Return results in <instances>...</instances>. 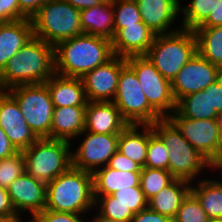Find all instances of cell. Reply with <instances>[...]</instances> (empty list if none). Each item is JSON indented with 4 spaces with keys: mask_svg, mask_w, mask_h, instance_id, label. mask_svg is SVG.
<instances>
[{
    "mask_svg": "<svg viewBox=\"0 0 222 222\" xmlns=\"http://www.w3.org/2000/svg\"><path fill=\"white\" fill-rule=\"evenodd\" d=\"M196 53L197 39L194 31L181 28L173 33L156 35L145 56L164 78L172 82Z\"/></svg>",
    "mask_w": 222,
    "mask_h": 222,
    "instance_id": "5b68a950",
    "label": "cell"
},
{
    "mask_svg": "<svg viewBox=\"0 0 222 222\" xmlns=\"http://www.w3.org/2000/svg\"><path fill=\"white\" fill-rule=\"evenodd\" d=\"M143 128V133L139 132ZM150 138V125L129 124L118 138L117 151L144 167Z\"/></svg>",
    "mask_w": 222,
    "mask_h": 222,
    "instance_id": "d4e9b609",
    "label": "cell"
},
{
    "mask_svg": "<svg viewBox=\"0 0 222 222\" xmlns=\"http://www.w3.org/2000/svg\"><path fill=\"white\" fill-rule=\"evenodd\" d=\"M126 58L114 55L105 64L87 72L81 79L88 101L112 102L115 98L118 78Z\"/></svg>",
    "mask_w": 222,
    "mask_h": 222,
    "instance_id": "4fadbf2b",
    "label": "cell"
},
{
    "mask_svg": "<svg viewBox=\"0 0 222 222\" xmlns=\"http://www.w3.org/2000/svg\"><path fill=\"white\" fill-rule=\"evenodd\" d=\"M128 124L151 125L163 118L148 102L134 70L126 63L118 78L112 101Z\"/></svg>",
    "mask_w": 222,
    "mask_h": 222,
    "instance_id": "ba28073f",
    "label": "cell"
},
{
    "mask_svg": "<svg viewBox=\"0 0 222 222\" xmlns=\"http://www.w3.org/2000/svg\"><path fill=\"white\" fill-rule=\"evenodd\" d=\"M215 121H216V125L218 128V133H219V136H220V139L222 142V111L218 112V114L215 118Z\"/></svg>",
    "mask_w": 222,
    "mask_h": 222,
    "instance_id": "681fc988",
    "label": "cell"
},
{
    "mask_svg": "<svg viewBox=\"0 0 222 222\" xmlns=\"http://www.w3.org/2000/svg\"><path fill=\"white\" fill-rule=\"evenodd\" d=\"M141 15L142 22L149 27L155 35L169 34L178 31L172 30L180 14L179 0H135ZM171 28V30H168Z\"/></svg>",
    "mask_w": 222,
    "mask_h": 222,
    "instance_id": "e0dca14e",
    "label": "cell"
},
{
    "mask_svg": "<svg viewBox=\"0 0 222 222\" xmlns=\"http://www.w3.org/2000/svg\"><path fill=\"white\" fill-rule=\"evenodd\" d=\"M219 69L197 52L171 82L176 102L188 94L204 90L217 81Z\"/></svg>",
    "mask_w": 222,
    "mask_h": 222,
    "instance_id": "5bb4252c",
    "label": "cell"
},
{
    "mask_svg": "<svg viewBox=\"0 0 222 222\" xmlns=\"http://www.w3.org/2000/svg\"><path fill=\"white\" fill-rule=\"evenodd\" d=\"M209 222H222V218L212 219V220H210Z\"/></svg>",
    "mask_w": 222,
    "mask_h": 222,
    "instance_id": "db71d44e",
    "label": "cell"
},
{
    "mask_svg": "<svg viewBox=\"0 0 222 222\" xmlns=\"http://www.w3.org/2000/svg\"><path fill=\"white\" fill-rule=\"evenodd\" d=\"M126 63L134 70L149 104L163 117L176 109L171 81L164 78L145 55L126 57Z\"/></svg>",
    "mask_w": 222,
    "mask_h": 222,
    "instance_id": "30bf717a",
    "label": "cell"
},
{
    "mask_svg": "<svg viewBox=\"0 0 222 222\" xmlns=\"http://www.w3.org/2000/svg\"><path fill=\"white\" fill-rule=\"evenodd\" d=\"M151 126L168 150V170L175 179L192 183L205 167L209 168L210 162L206 157L182 136L167 117L157 120Z\"/></svg>",
    "mask_w": 222,
    "mask_h": 222,
    "instance_id": "277c9868",
    "label": "cell"
},
{
    "mask_svg": "<svg viewBox=\"0 0 222 222\" xmlns=\"http://www.w3.org/2000/svg\"><path fill=\"white\" fill-rule=\"evenodd\" d=\"M174 180L175 178L169 170L143 167L141 169L140 188L149 201Z\"/></svg>",
    "mask_w": 222,
    "mask_h": 222,
    "instance_id": "4dcf8cb0",
    "label": "cell"
},
{
    "mask_svg": "<svg viewBox=\"0 0 222 222\" xmlns=\"http://www.w3.org/2000/svg\"><path fill=\"white\" fill-rule=\"evenodd\" d=\"M47 184L24 172L7 188L11 203L18 215L31 213L33 219L46 207ZM28 210V211H27Z\"/></svg>",
    "mask_w": 222,
    "mask_h": 222,
    "instance_id": "9a60e30c",
    "label": "cell"
},
{
    "mask_svg": "<svg viewBox=\"0 0 222 222\" xmlns=\"http://www.w3.org/2000/svg\"><path fill=\"white\" fill-rule=\"evenodd\" d=\"M85 134L76 151L71 152L72 167L93 173L99 167L107 166L109 159L117 151L119 134Z\"/></svg>",
    "mask_w": 222,
    "mask_h": 222,
    "instance_id": "7c38bea8",
    "label": "cell"
},
{
    "mask_svg": "<svg viewBox=\"0 0 222 222\" xmlns=\"http://www.w3.org/2000/svg\"><path fill=\"white\" fill-rule=\"evenodd\" d=\"M63 1L70 3L73 7L81 11L83 9L101 4L106 0H63Z\"/></svg>",
    "mask_w": 222,
    "mask_h": 222,
    "instance_id": "7dc6e473",
    "label": "cell"
},
{
    "mask_svg": "<svg viewBox=\"0 0 222 222\" xmlns=\"http://www.w3.org/2000/svg\"><path fill=\"white\" fill-rule=\"evenodd\" d=\"M81 214L54 212L44 209L28 222H85Z\"/></svg>",
    "mask_w": 222,
    "mask_h": 222,
    "instance_id": "74e56055",
    "label": "cell"
},
{
    "mask_svg": "<svg viewBox=\"0 0 222 222\" xmlns=\"http://www.w3.org/2000/svg\"><path fill=\"white\" fill-rule=\"evenodd\" d=\"M168 162V150L162 139L153 131L150 125V138L144 167L168 170Z\"/></svg>",
    "mask_w": 222,
    "mask_h": 222,
    "instance_id": "836d02e7",
    "label": "cell"
},
{
    "mask_svg": "<svg viewBox=\"0 0 222 222\" xmlns=\"http://www.w3.org/2000/svg\"><path fill=\"white\" fill-rule=\"evenodd\" d=\"M91 172L70 167L47 183L46 207L54 212L84 214L94 207Z\"/></svg>",
    "mask_w": 222,
    "mask_h": 222,
    "instance_id": "3957f363",
    "label": "cell"
},
{
    "mask_svg": "<svg viewBox=\"0 0 222 222\" xmlns=\"http://www.w3.org/2000/svg\"><path fill=\"white\" fill-rule=\"evenodd\" d=\"M200 201L190 191L183 199L173 222H209Z\"/></svg>",
    "mask_w": 222,
    "mask_h": 222,
    "instance_id": "e575fe53",
    "label": "cell"
},
{
    "mask_svg": "<svg viewBox=\"0 0 222 222\" xmlns=\"http://www.w3.org/2000/svg\"><path fill=\"white\" fill-rule=\"evenodd\" d=\"M47 0H18L20 11L31 18Z\"/></svg>",
    "mask_w": 222,
    "mask_h": 222,
    "instance_id": "7bdbcfd3",
    "label": "cell"
},
{
    "mask_svg": "<svg viewBox=\"0 0 222 222\" xmlns=\"http://www.w3.org/2000/svg\"><path fill=\"white\" fill-rule=\"evenodd\" d=\"M207 88L210 90L211 107L215 108L217 112L222 111V86L215 81Z\"/></svg>",
    "mask_w": 222,
    "mask_h": 222,
    "instance_id": "f6af8a7d",
    "label": "cell"
},
{
    "mask_svg": "<svg viewBox=\"0 0 222 222\" xmlns=\"http://www.w3.org/2000/svg\"><path fill=\"white\" fill-rule=\"evenodd\" d=\"M0 127L18 151L30 147L38 138L25 121L16 100L0 90Z\"/></svg>",
    "mask_w": 222,
    "mask_h": 222,
    "instance_id": "2e32d148",
    "label": "cell"
},
{
    "mask_svg": "<svg viewBox=\"0 0 222 222\" xmlns=\"http://www.w3.org/2000/svg\"><path fill=\"white\" fill-rule=\"evenodd\" d=\"M0 222H25L20 216H0Z\"/></svg>",
    "mask_w": 222,
    "mask_h": 222,
    "instance_id": "f907efd6",
    "label": "cell"
},
{
    "mask_svg": "<svg viewBox=\"0 0 222 222\" xmlns=\"http://www.w3.org/2000/svg\"><path fill=\"white\" fill-rule=\"evenodd\" d=\"M32 37L33 28L29 18L0 24V71Z\"/></svg>",
    "mask_w": 222,
    "mask_h": 222,
    "instance_id": "ffe728a7",
    "label": "cell"
},
{
    "mask_svg": "<svg viewBox=\"0 0 222 222\" xmlns=\"http://www.w3.org/2000/svg\"><path fill=\"white\" fill-rule=\"evenodd\" d=\"M218 0H192L186 7L180 6V14L183 13L182 29L195 30L213 11Z\"/></svg>",
    "mask_w": 222,
    "mask_h": 222,
    "instance_id": "1f68e13d",
    "label": "cell"
},
{
    "mask_svg": "<svg viewBox=\"0 0 222 222\" xmlns=\"http://www.w3.org/2000/svg\"><path fill=\"white\" fill-rule=\"evenodd\" d=\"M191 192L200 201L202 208L210 220L222 218V185L217 180L204 178L199 180Z\"/></svg>",
    "mask_w": 222,
    "mask_h": 222,
    "instance_id": "83f0119b",
    "label": "cell"
},
{
    "mask_svg": "<svg viewBox=\"0 0 222 222\" xmlns=\"http://www.w3.org/2000/svg\"><path fill=\"white\" fill-rule=\"evenodd\" d=\"M107 167L121 171L141 172L142 167L129 157L116 151L109 159Z\"/></svg>",
    "mask_w": 222,
    "mask_h": 222,
    "instance_id": "ab89813d",
    "label": "cell"
},
{
    "mask_svg": "<svg viewBox=\"0 0 222 222\" xmlns=\"http://www.w3.org/2000/svg\"><path fill=\"white\" fill-rule=\"evenodd\" d=\"M217 81L222 86V68L219 69L218 76H217Z\"/></svg>",
    "mask_w": 222,
    "mask_h": 222,
    "instance_id": "f5cc1de1",
    "label": "cell"
},
{
    "mask_svg": "<svg viewBox=\"0 0 222 222\" xmlns=\"http://www.w3.org/2000/svg\"><path fill=\"white\" fill-rule=\"evenodd\" d=\"M155 34L143 22L120 28L111 40L113 54L120 57L145 55L152 46Z\"/></svg>",
    "mask_w": 222,
    "mask_h": 222,
    "instance_id": "d6986e66",
    "label": "cell"
},
{
    "mask_svg": "<svg viewBox=\"0 0 222 222\" xmlns=\"http://www.w3.org/2000/svg\"><path fill=\"white\" fill-rule=\"evenodd\" d=\"M18 150L10 142L4 130L0 127V160L17 153Z\"/></svg>",
    "mask_w": 222,
    "mask_h": 222,
    "instance_id": "bcb514c9",
    "label": "cell"
},
{
    "mask_svg": "<svg viewBox=\"0 0 222 222\" xmlns=\"http://www.w3.org/2000/svg\"><path fill=\"white\" fill-rule=\"evenodd\" d=\"M94 199V203H120L129 208L133 214L148 208V200L140 186L120 189L111 195H94Z\"/></svg>",
    "mask_w": 222,
    "mask_h": 222,
    "instance_id": "f546056e",
    "label": "cell"
},
{
    "mask_svg": "<svg viewBox=\"0 0 222 222\" xmlns=\"http://www.w3.org/2000/svg\"><path fill=\"white\" fill-rule=\"evenodd\" d=\"M94 206L99 208V215L109 219L130 222L134 217L132 211L120 203H94Z\"/></svg>",
    "mask_w": 222,
    "mask_h": 222,
    "instance_id": "8d00e7d4",
    "label": "cell"
},
{
    "mask_svg": "<svg viewBox=\"0 0 222 222\" xmlns=\"http://www.w3.org/2000/svg\"><path fill=\"white\" fill-rule=\"evenodd\" d=\"M82 32L112 40L115 35L112 0L80 11Z\"/></svg>",
    "mask_w": 222,
    "mask_h": 222,
    "instance_id": "603a6c76",
    "label": "cell"
},
{
    "mask_svg": "<svg viewBox=\"0 0 222 222\" xmlns=\"http://www.w3.org/2000/svg\"><path fill=\"white\" fill-rule=\"evenodd\" d=\"M71 142L41 138L22 151L25 172L35 179L49 183L72 166Z\"/></svg>",
    "mask_w": 222,
    "mask_h": 222,
    "instance_id": "52a82bcc",
    "label": "cell"
},
{
    "mask_svg": "<svg viewBox=\"0 0 222 222\" xmlns=\"http://www.w3.org/2000/svg\"><path fill=\"white\" fill-rule=\"evenodd\" d=\"M93 195H111L133 186H140L141 172L121 171L107 166L92 173Z\"/></svg>",
    "mask_w": 222,
    "mask_h": 222,
    "instance_id": "cb8c5ba5",
    "label": "cell"
},
{
    "mask_svg": "<svg viewBox=\"0 0 222 222\" xmlns=\"http://www.w3.org/2000/svg\"><path fill=\"white\" fill-rule=\"evenodd\" d=\"M175 111L182 117L203 120L215 119L218 112L211 107L210 90L188 94L176 102Z\"/></svg>",
    "mask_w": 222,
    "mask_h": 222,
    "instance_id": "4316f807",
    "label": "cell"
},
{
    "mask_svg": "<svg viewBox=\"0 0 222 222\" xmlns=\"http://www.w3.org/2000/svg\"><path fill=\"white\" fill-rule=\"evenodd\" d=\"M85 130L96 134H120L129 124L113 102L88 101Z\"/></svg>",
    "mask_w": 222,
    "mask_h": 222,
    "instance_id": "ac0fdd59",
    "label": "cell"
},
{
    "mask_svg": "<svg viewBox=\"0 0 222 222\" xmlns=\"http://www.w3.org/2000/svg\"><path fill=\"white\" fill-rule=\"evenodd\" d=\"M113 56L111 40L82 33L54 46L55 74L82 78Z\"/></svg>",
    "mask_w": 222,
    "mask_h": 222,
    "instance_id": "7a4b0ae2",
    "label": "cell"
},
{
    "mask_svg": "<svg viewBox=\"0 0 222 222\" xmlns=\"http://www.w3.org/2000/svg\"><path fill=\"white\" fill-rule=\"evenodd\" d=\"M130 222H173V219L152 211L148 207L137 214H134V217L130 220Z\"/></svg>",
    "mask_w": 222,
    "mask_h": 222,
    "instance_id": "60d3db41",
    "label": "cell"
},
{
    "mask_svg": "<svg viewBox=\"0 0 222 222\" xmlns=\"http://www.w3.org/2000/svg\"><path fill=\"white\" fill-rule=\"evenodd\" d=\"M91 222H123V221L109 219V218H106L102 215H99L96 212V216H95V218L93 217V221H91Z\"/></svg>",
    "mask_w": 222,
    "mask_h": 222,
    "instance_id": "816d5d0a",
    "label": "cell"
},
{
    "mask_svg": "<svg viewBox=\"0 0 222 222\" xmlns=\"http://www.w3.org/2000/svg\"><path fill=\"white\" fill-rule=\"evenodd\" d=\"M26 18L19 9L18 0H0L1 22H12Z\"/></svg>",
    "mask_w": 222,
    "mask_h": 222,
    "instance_id": "f35d334b",
    "label": "cell"
},
{
    "mask_svg": "<svg viewBox=\"0 0 222 222\" xmlns=\"http://www.w3.org/2000/svg\"><path fill=\"white\" fill-rule=\"evenodd\" d=\"M209 168H214L215 170H222V153L218 156V157H215L213 158L211 161H210V165H209ZM222 172V171H220ZM220 185H222V181H217Z\"/></svg>",
    "mask_w": 222,
    "mask_h": 222,
    "instance_id": "c3c4849f",
    "label": "cell"
},
{
    "mask_svg": "<svg viewBox=\"0 0 222 222\" xmlns=\"http://www.w3.org/2000/svg\"><path fill=\"white\" fill-rule=\"evenodd\" d=\"M45 84L47 85L54 107L87 105L88 100L81 78L64 77L54 74Z\"/></svg>",
    "mask_w": 222,
    "mask_h": 222,
    "instance_id": "44dd1931",
    "label": "cell"
},
{
    "mask_svg": "<svg viewBox=\"0 0 222 222\" xmlns=\"http://www.w3.org/2000/svg\"><path fill=\"white\" fill-rule=\"evenodd\" d=\"M114 11L115 33L127 25L142 22L135 0H112Z\"/></svg>",
    "mask_w": 222,
    "mask_h": 222,
    "instance_id": "d6a6232c",
    "label": "cell"
},
{
    "mask_svg": "<svg viewBox=\"0 0 222 222\" xmlns=\"http://www.w3.org/2000/svg\"><path fill=\"white\" fill-rule=\"evenodd\" d=\"M197 52L210 63L222 68V26L196 28Z\"/></svg>",
    "mask_w": 222,
    "mask_h": 222,
    "instance_id": "f1b7e54d",
    "label": "cell"
},
{
    "mask_svg": "<svg viewBox=\"0 0 222 222\" xmlns=\"http://www.w3.org/2000/svg\"><path fill=\"white\" fill-rule=\"evenodd\" d=\"M86 106L54 107L51 139L71 141L85 130Z\"/></svg>",
    "mask_w": 222,
    "mask_h": 222,
    "instance_id": "7402d4cb",
    "label": "cell"
},
{
    "mask_svg": "<svg viewBox=\"0 0 222 222\" xmlns=\"http://www.w3.org/2000/svg\"><path fill=\"white\" fill-rule=\"evenodd\" d=\"M25 172V159L22 151L0 160V187L7 189L10 184Z\"/></svg>",
    "mask_w": 222,
    "mask_h": 222,
    "instance_id": "d590c367",
    "label": "cell"
},
{
    "mask_svg": "<svg viewBox=\"0 0 222 222\" xmlns=\"http://www.w3.org/2000/svg\"><path fill=\"white\" fill-rule=\"evenodd\" d=\"M222 26V0H218L213 11H210L207 19L198 28H210Z\"/></svg>",
    "mask_w": 222,
    "mask_h": 222,
    "instance_id": "b9f144b4",
    "label": "cell"
},
{
    "mask_svg": "<svg viewBox=\"0 0 222 222\" xmlns=\"http://www.w3.org/2000/svg\"><path fill=\"white\" fill-rule=\"evenodd\" d=\"M0 216H19L10 200L7 189L0 187Z\"/></svg>",
    "mask_w": 222,
    "mask_h": 222,
    "instance_id": "ee69618b",
    "label": "cell"
},
{
    "mask_svg": "<svg viewBox=\"0 0 222 222\" xmlns=\"http://www.w3.org/2000/svg\"><path fill=\"white\" fill-rule=\"evenodd\" d=\"M18 103L31 131L38 139H51L54 105L45 83L18 85L7 90Z\"/></svg>",
    "mask_w": 222,
    "mask_h": 222,
    "instance_id": "9c48e42d",
    "label": "cell"
},
{
    "mask_svg": "<svg viewBox=\"0 0 222 222\" xmlns=\"http://www.w3.org/2000/svg\"><path fill=\"white\" fill-rule=\"evenodd\" d=\"M190 191L191 183L175 179L148 201V207L152 211L174 219L183 199Z\"/></svg>",
    "mask_w": 222,
    "mask_h": 222,
    "instance_id": "484cf974",
    "label": "cell"
},
{
    "mask_svg": "<svg viewBox=\"0 0 222 222\" xmlns=\"http://www.w3.org/2000/svg\"><path fill=\"white\" fill-rule=\"evenodd\" d=\"M182 136L210 162L222 153V142L215 119H191L176 111L167 117Z\"/></svg>",
    "mask_w": 222,
    "mask_h": 222,
    "instance_id": "8fae6325",
    "label": "cell"
},
{
    "mask_svg": "<svg viewBox=\"0 0 222 222\" xmlns=\"http://www.w3.org/2000/svg\"><path fill=\"white\" fill-rule=\"evenodd\" d=\"M54 74V46L33 36L0 71V90L45 83Z\"/></svg>",
    "mask_w": 222,
    "mask_h": 222,
    "instance_id": "6da1fadb",
    "label": "cell"
},
{
    "mask_svg": "<svg viewBox=\"0 0 222 222\" xmlns=\"http://www.w3.org/2000/svg\"><path fill=\"white\" fill-rule=\"evenodd\" d=\"M30 19L33 36L53 46L83 33L80 10L63 0H47Z\"/></svg>",
    "mask_w": 222,
    "mask_h": 222,
    "instance_id": "8992f818",
    "label": "cell"
}]
</instances>
